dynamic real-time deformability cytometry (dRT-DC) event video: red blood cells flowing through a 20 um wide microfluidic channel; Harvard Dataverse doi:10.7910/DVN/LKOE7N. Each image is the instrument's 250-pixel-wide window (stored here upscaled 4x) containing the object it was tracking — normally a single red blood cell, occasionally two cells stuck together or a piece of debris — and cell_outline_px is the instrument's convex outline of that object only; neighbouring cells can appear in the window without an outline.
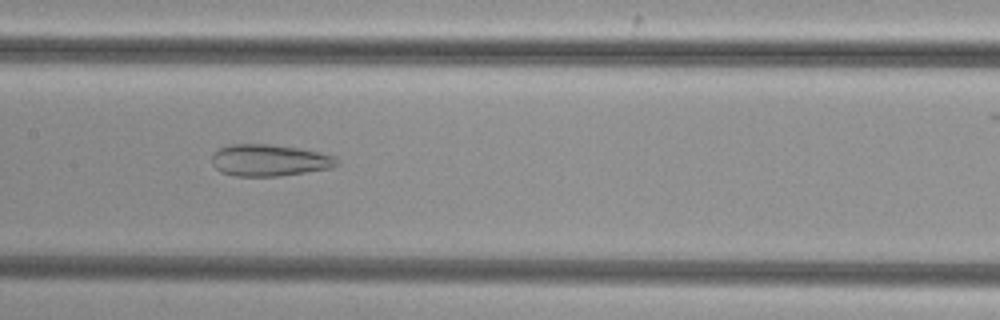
{"species": "common noctule bat (a hibernating species)", "species_latin": "Nyctalus noctula", "temperature_condition": "cold", "stored_images_in_passage": 45, "camera_frame_rate_fps": 3000, "um_per_image_px": 0.085, "animal": {"sex": "female", "body_mass_g": 29.2, "forearm_length_mm": 56.3}, "frame": {"image": 1, "passage_image": 19, "time_ms": 6.0, "image_size_px": [1000, 320], "cell_outline_px": [[340, 164], [332, 168], [280, 176], [236, 176], [220, 172], [212, 164], [212, 156], [220, 148], [232, 144], [268, 144], [300, 148], [320, 152], [336, 156]], "centroid_in_image_um": [22.94, 13.63], "position_along_channel_um": 184.5, "area_um2": 23.24}}
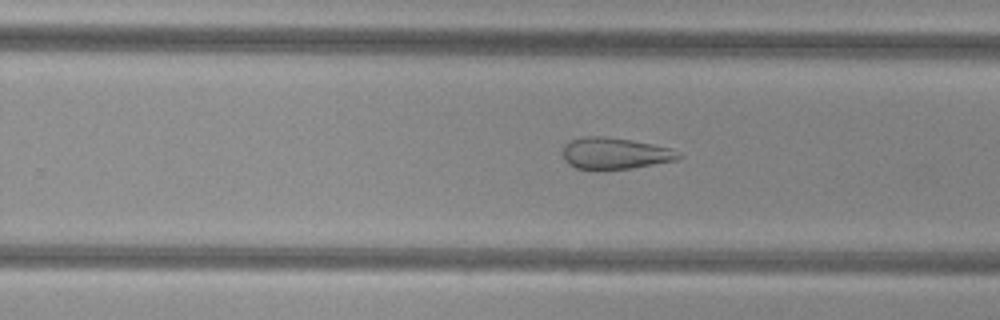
{"frame": {"image": 2, "passage_image": 26, "time_ms": 8.333, "image_size_px": [1000, 320], "cell_outline_px": [[684, 156], [676, 160], [632, 168], [576, 168], [568, 164], [564, 160], [564, 144], [568, 140], [584, 136], [604, 136], [632, 140], [672, 148]], "centroid_in_image_um": [52.28, 13.01], "position_along_channel_um": 277.5, "area_um2": 21.1}}
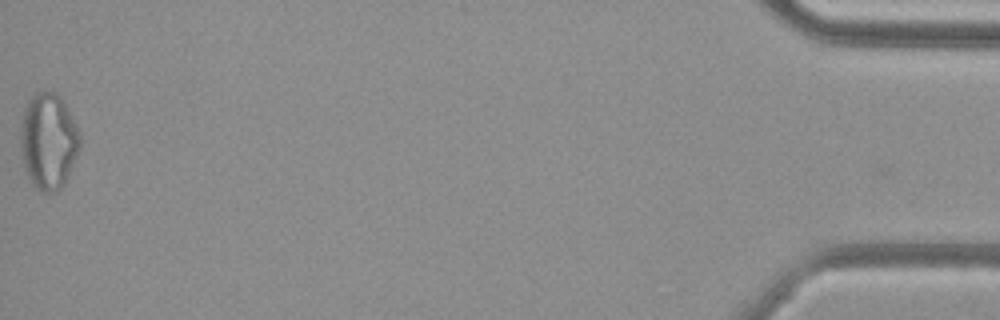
{"frame": {"image": 3, "passage_image": 45, "time_ms": 14.667, "image_size_px": [1000, 320], "cell_outline_px": [[80, 148], [64, 184], [56, 192], [44, 192], [36, 188], [32, 184], [24, 168], [20, 140], [20, 128], [24, 108], [28, 100], [36, 92], [52, 92], [60, 96], [76, 124], [80, 132]], "centroid_in_image_um": [4.11, 12.0], "position_along_channel_um": 431.1, "area_um2": 33.23}}